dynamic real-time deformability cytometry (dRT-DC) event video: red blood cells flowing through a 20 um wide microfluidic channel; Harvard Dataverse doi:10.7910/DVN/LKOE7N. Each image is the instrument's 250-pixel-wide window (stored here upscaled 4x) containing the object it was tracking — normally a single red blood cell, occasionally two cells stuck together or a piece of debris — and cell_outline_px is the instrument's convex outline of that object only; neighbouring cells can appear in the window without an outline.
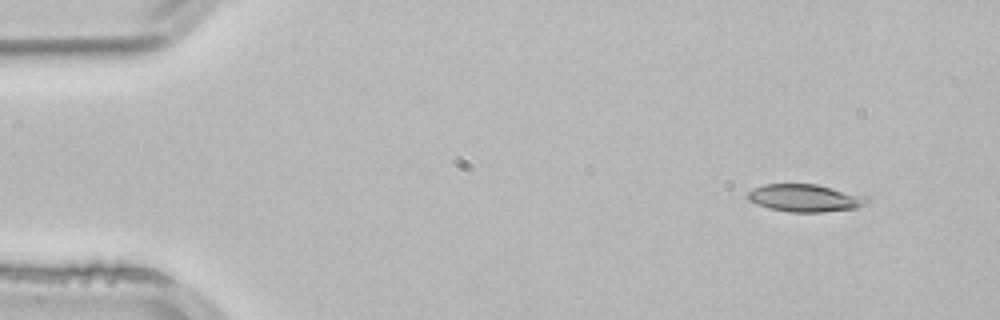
{"species": "common noctule bat (a hibernating species)", "species_latin": "Nyctalus noctula", "temperature_condition": "room temperature", "stored_images_in_passage": 3, "camera_frame_rate_fps": 3000, "um_per_image_px": 0.085, "animal": {"sex": "male", "body_mass_g": 21.5, "forearm_length_mm": 52.0}, "frame": {"image": 1, "passage_image": 1, "time_ms": 0.0, "image_size_px": [1000, 320], "cell_outline_px": [[872, 200], [856, 208], [824, 212], [788, 212], [768, 208], [756, 204], [748, 200], [748, 192], [752, 188], [764, 184], [816, 184], [868, 196]], "centroid_in_image_um": [68.43, 16.83], "position_along_channel_um": 16.6, "area_um2": 19.31}}